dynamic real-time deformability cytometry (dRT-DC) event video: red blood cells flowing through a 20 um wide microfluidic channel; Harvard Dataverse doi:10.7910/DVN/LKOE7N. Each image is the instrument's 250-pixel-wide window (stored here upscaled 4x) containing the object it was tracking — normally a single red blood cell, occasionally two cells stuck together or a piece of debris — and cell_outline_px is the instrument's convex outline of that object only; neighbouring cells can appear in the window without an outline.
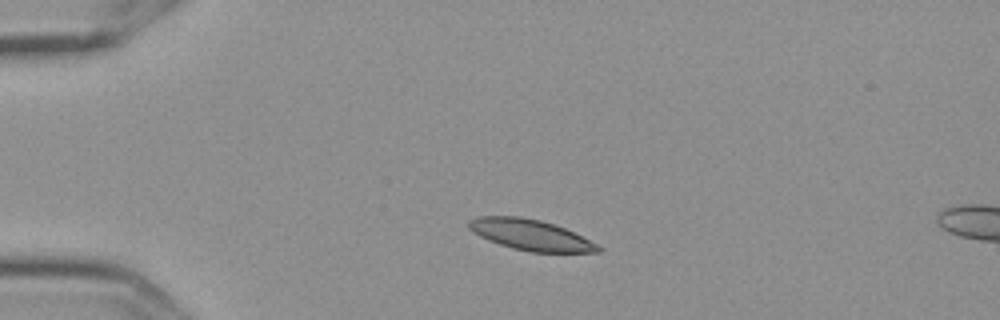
{"species": "Egyptian fruit bat (a non-hibernating species)", "species_latin": "Rousettus aegyptiacus", "temperature_condition": "cold", "stored_images_in_passage": 4, "segment_of_instrument_passage": [1, 2], "camera_frame_rate_fps": 3000, "um_per_image_px": 0.085, "frame": {"image": 1, "passage_image": 2, "time_ms": 0.333, "image_size_px": [1000, 320], "cell_outline_px": [[604, 248], [600, 252], [528, 252], [512, 248], [488, 240], [472, 232], [468, 228], [468, 220], [480, 216], [520, 216], [540, 220], [564, 228]], "centroid_in_image_um": [45.05, 19.96], "position_along_channel_um": 39.9, "area_um2": 23.0}}